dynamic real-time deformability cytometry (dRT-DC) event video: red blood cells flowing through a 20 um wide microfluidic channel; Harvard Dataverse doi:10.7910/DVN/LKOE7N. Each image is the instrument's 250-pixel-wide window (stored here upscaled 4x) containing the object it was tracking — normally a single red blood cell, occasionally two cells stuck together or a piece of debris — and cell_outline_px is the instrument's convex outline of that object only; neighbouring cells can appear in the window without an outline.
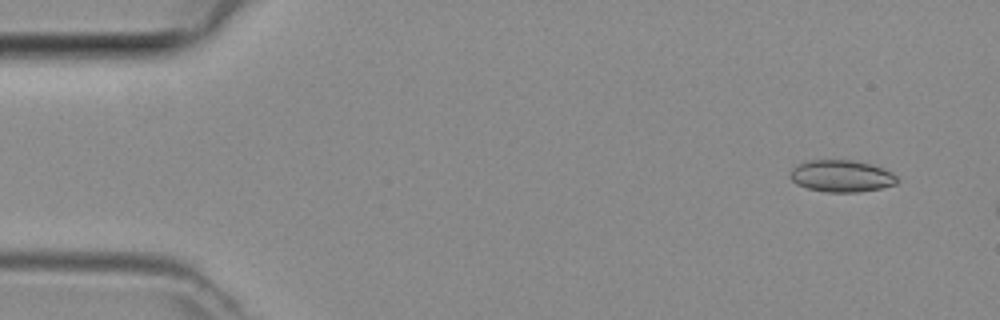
{"species": "common noctule bat (a hibernating species)", "species_latin": "Nyctalus noctula", "temperature_condition": "room temperature", "stored_images_in_passage": 10, "camera_frame_rate_fps": 3000, "um_per_image_px": 0.085, "animal": {"sex": "female", "body_mass_g": 29.2, "forearm_length_mm": 56.3}, "frame": {"image": 1, "passage_image": 4, "time_ms": 1.0, "image_size_px": [1000, 320], "cell_outline_px": [[900, 180], [896, 184], [880, 188], [856, 192], [828, 192], [808, 188], [796, 184], [788, 176], [792, 168], [808, 160], [852, 160], [872, 164], [884, 168], [892, 172]], "centroid_in_image_um": [71.54, 14.96], "position_along_channel_um": 13.5, "area_um2": 19.94}}